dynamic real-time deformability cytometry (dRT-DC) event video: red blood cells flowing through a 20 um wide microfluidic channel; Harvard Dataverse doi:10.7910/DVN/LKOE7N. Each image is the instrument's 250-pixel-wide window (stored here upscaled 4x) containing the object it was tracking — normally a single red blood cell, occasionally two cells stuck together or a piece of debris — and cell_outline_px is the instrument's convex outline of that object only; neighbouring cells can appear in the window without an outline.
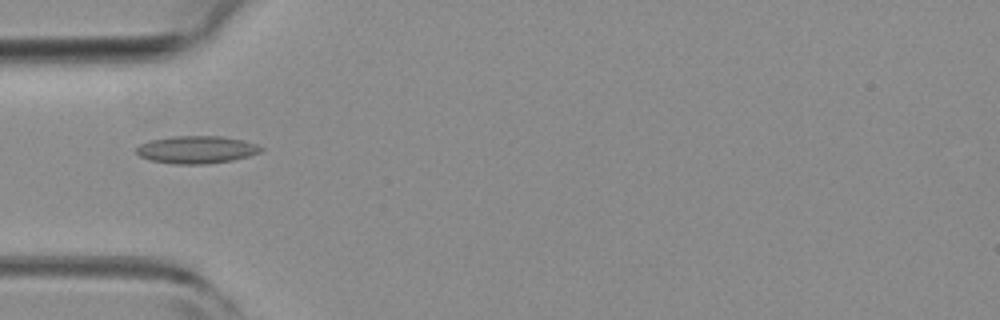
{"species": "common noctule bat (a hibernating species)", "species_latin": "Nyctalus noctula", "temperature_condition": "room temperature", "stored_images_in_passage": 51, "camera_frame_rate_fps": 3000, "um_per_image_px": 0.085, "animal": {"sex": "female", "body_mass_g": 19.3, "forearm_length_mm": 54.1}, "frame": {"image": 1, "passage_image": 16, "time_ms": 5.0, "image_size_px": [1000, 320], "cell_outline_px": [[264, 148], [260, 152], [248, 156], [232, 160], [208, 164], [172, 164], [152, 160], [140, 156], [136, 152], [136, 148], [140, 144], [148, 140], [172, 136], [220, 136], [244, 140], [256, 144]], "centroid_in_image_um": [16.7, 12.71], "position_along_channel_um": 68.3, "area_um2": 20.06}}
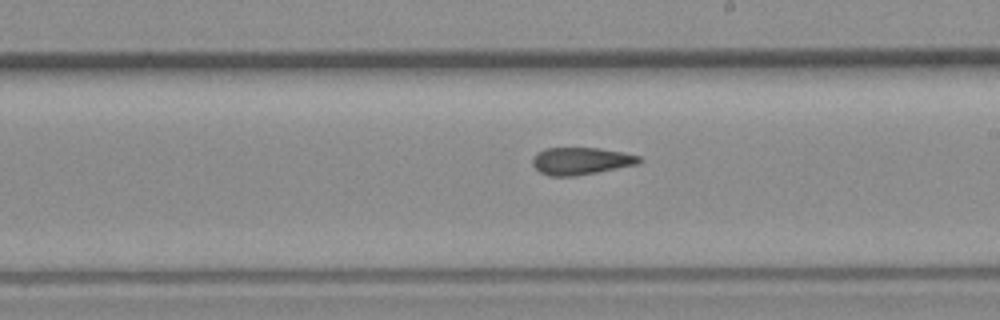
{"frame": {"image": 2, "passage_image": 29, "time_ms": 9.333, "image_size_px": [1000, 320], "cell_outline_px": [[644, 160], [640, 164], [596, 172], [572, 176], [548, 176], [540, 172], [532, 164], [532, 160], [536, 152], [544, 148], [600, 148], [624, 152], [640, 156]], "centroid_in_image_um": [49.4, 13.67], "position_along_channel_um": 239.6, "area_um2": 17.11}}
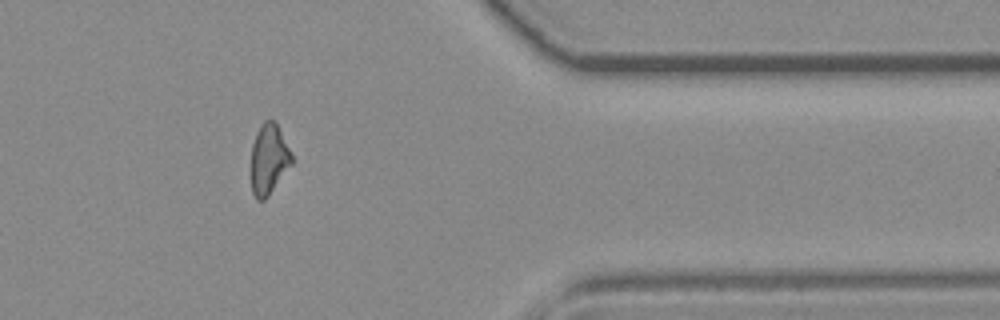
{"frame": {"image": 3, "passage_image": 42, "time_ms": 13.667, "image_size_px": [1000, 320], "cell_outline_px": [[292, 164], [268, 196], [264, 200], [256, 200], [252, 192], [252, 144], [256, 132], [260, 124], [264, 120], [276, 120], [292, 156]], "centroid_in_image_um": [22.85, 13.51], "position_along_channel_um": 388.6, "area_um2": 16.59}, "authors_computed_cell_mechanics": {"area_um2": 17.7446, "velocity_mm_per_s": 3.9405, "shape_relaxation_time_tau1_ms": null, "shape_relaxation_time_tau2_ms": 2.4765, "deformation_change_tau1": null, "deformation_change_tau2": 0.1006}}